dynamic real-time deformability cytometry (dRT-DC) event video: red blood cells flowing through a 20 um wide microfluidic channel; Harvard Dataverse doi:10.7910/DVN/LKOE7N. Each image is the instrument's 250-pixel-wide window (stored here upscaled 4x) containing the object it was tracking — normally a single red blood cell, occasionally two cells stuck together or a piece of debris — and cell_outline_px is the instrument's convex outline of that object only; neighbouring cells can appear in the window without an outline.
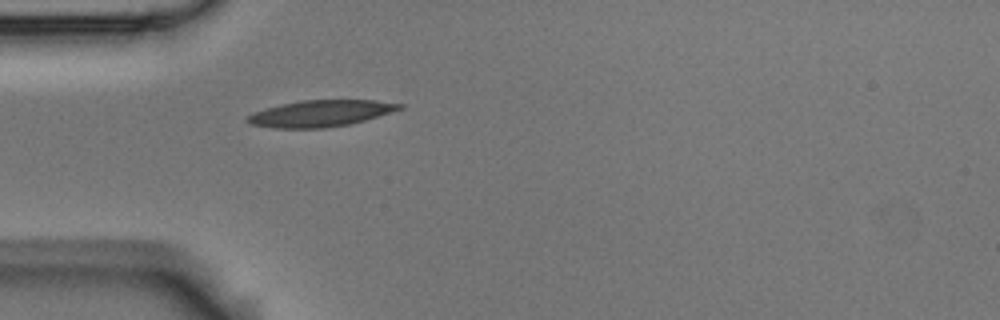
{"species": "Egyptian fruit bat (a non-hibernating species)", "species_latin": "Rousettus aegyptiacus", "temperature_condition": "room temperature", "stored_images_in_passage": 1, "camera_frame_rate_fps": 3000, "um_per_image_px": 0.085, "animal": {"sex": "male"}, "frame": {"image": 1, "passage_image": 1, "time_ms": 0.0, "image_size_px": [1000, 320], "cell_outline_px": [[404, 108], [364, 120], [348, 124], [324, 128], [276, 128], [252, 124], [244, 120], [248, 116], [256, 112], [268, 108], [300, 100], [376, 100], [404, 104]], "centroid_in_image_um": [27.29, 9.63], "position_along_channel_um": 57.7, "area_um2": 23.06}}